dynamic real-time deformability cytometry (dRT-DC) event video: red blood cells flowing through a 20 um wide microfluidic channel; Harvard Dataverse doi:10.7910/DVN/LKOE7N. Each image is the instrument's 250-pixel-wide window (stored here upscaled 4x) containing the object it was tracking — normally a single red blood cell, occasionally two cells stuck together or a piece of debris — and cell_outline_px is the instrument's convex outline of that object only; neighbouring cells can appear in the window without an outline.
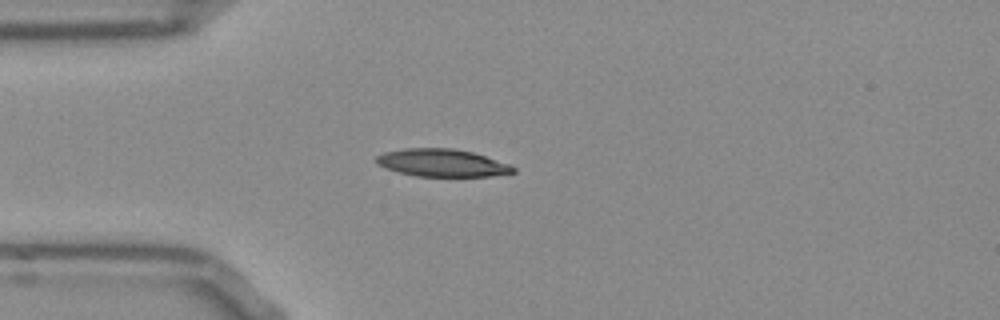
{"species": "Egyptian fruit bat (a non-hibernating species)", "species_latin": "Rousettus aegyptiacus", "temperature_condition": "room temperature", "stored_images_in_passage": 35, "camera_frame_rate_fps": 3000, "um_per_image_px": 0.085, "frame": {"image": 1, "passage_image": 1, "time_ms": 0.0, "image_size_px": [1000, 320], "cell_outline_px": [[516, 172], [492, 176], [416, 176], [400, 172], [376, 164], [376, 156], [384, 152], [404, 148], [452, 148], [472, 152], [508, 164], [516, 168]], "centroid_in_image_um": [37.57, 13.84], "position_along_channel_um": 47.4, "area_um2": 21.79}}
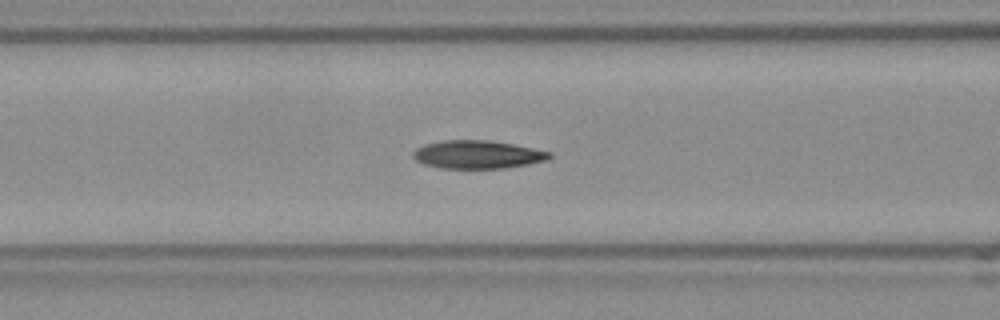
{"frame": {"image": 2, "passage_image": 8, "time_ms": 2.333, "image_size_px": [1000, 320], "cell_outline_px": [[552, 156], [548, 160], [528, 164], [504, 168], [440, 168], [424, 164], [416, 160], [412, 156], [412, 152], [416, 148], [424, 144], [444, 140], [488, 140], [512, 144], [552, 152]], "centroid_in_image_um": [40.58, 13.13], "position_along_channel_um": 126.0, "area_um2": 22.37}}
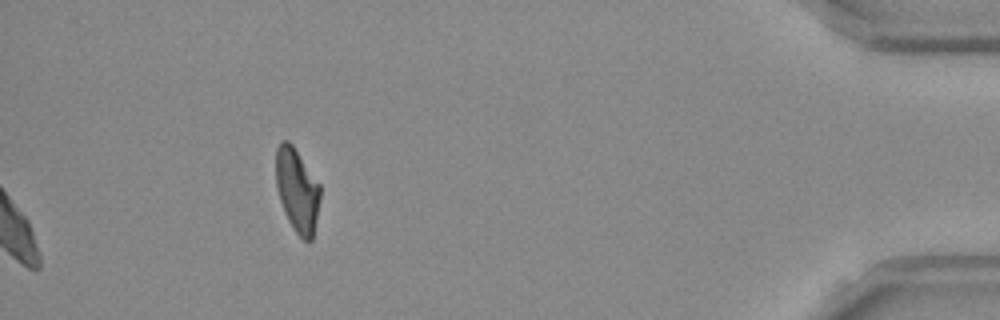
{"frame": {"image": 3, "passage_image": 35, "time_ms": 11.333, "image_size_px": [1000, 320], "cell_outline_px": [[320, 196], [312, 240], [304, 240], [296, 232], [288, 220], [284, 212], [276, 188], [276, 148], [280, 140], [288, 140], [292, 144], [320, 184]], "centroid_in_image_um": [25.24, 16.13], "position_along_channel_um": 410.0, "area_um2": 21.44}, "authors_computed_cell_mechanics": {"area_um2": 22.5998, "velocity_mm_per_s": 3.8529, "shape_relaxation_time_tau1_ms": 7.312, "shape_relaxation_time_tau2_ms": 3.2647, "deformation_change_tau1": 0.1947, "deformation_change_tau2": 0.0982}}